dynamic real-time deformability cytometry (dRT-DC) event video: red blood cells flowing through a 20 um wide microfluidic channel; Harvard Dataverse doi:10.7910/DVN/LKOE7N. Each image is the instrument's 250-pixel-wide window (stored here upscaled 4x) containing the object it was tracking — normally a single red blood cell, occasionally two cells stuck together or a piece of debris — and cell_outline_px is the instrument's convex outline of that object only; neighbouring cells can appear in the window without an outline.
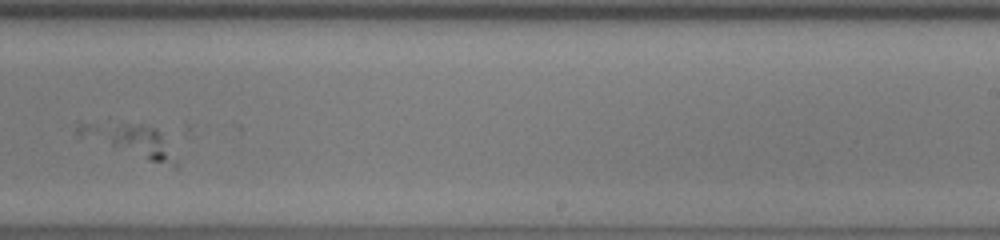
{"species": "human", "species_latin": "Homo sapiens", "temperature_condition": "room temperature", "stored_images_in_passage": 38, "camera_frame_rate_fps": 3000, "um_per_image_px": 0.085, "donor": {"sex": "female"}, "frame": {"image": 1, "passage_image": 22, "time_ms": 7.0, "image_size_px": [1000, 240], "cell_outline_px": [[180, 168], [172, 168], [76, 136], [76, 124], [108, 116], [156, 128], [160, 132], [180, 164]], "centroid_in_image_um": [10.97, 11.84], "position_along_channel_um": 278.0, "area_um2": 19.94}}